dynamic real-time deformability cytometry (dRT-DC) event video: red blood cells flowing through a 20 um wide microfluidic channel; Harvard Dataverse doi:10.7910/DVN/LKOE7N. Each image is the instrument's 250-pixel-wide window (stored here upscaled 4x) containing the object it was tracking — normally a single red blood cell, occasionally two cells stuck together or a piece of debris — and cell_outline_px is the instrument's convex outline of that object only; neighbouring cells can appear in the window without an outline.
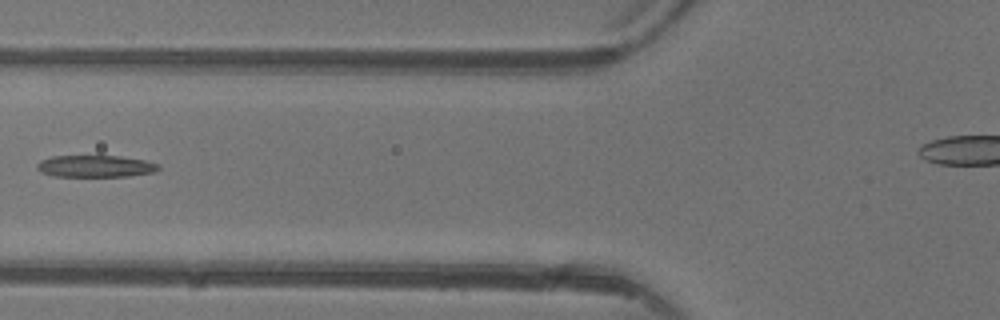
{"species": "common noctule bat (a hibernating species)", "species_latin": "Nyctalus noctula", "temperature_condition": "warm", "stored_images_in_passage": 5, "camera_frame_rate_fps": 3000, "um_per_image_px": 0.085, "animal": {"sex": "female"}, "frame": {"image": 1, "passage_image": 5, "time_ms": 6.333, "image_size_px": [1000, 320], "cell_outline_px": [[160, 168], [156, 172], [128, 176], [52, 176], [40, 172], [36, 168], [36, 164], [40, 160], [52, 156], [120, 156], [144, 160], [160, 164]], "centroid_in_image_um": [8.1, 14.13], "position_along_channel_um": 117.7, "area_um2": 15.61}}